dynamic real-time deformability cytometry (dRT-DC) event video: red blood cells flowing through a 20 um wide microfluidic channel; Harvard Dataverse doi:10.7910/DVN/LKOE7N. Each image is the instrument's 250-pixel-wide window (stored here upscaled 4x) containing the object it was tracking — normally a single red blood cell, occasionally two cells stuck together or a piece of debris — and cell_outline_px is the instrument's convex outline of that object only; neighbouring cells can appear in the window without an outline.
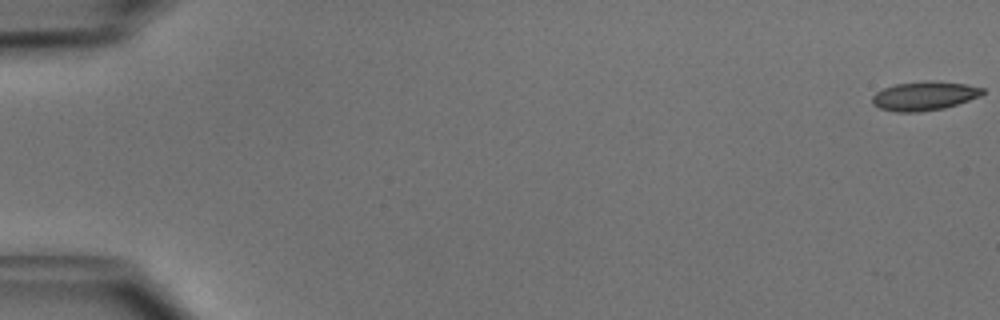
{"species": "common noctule bat (a hibernating species)", "species_latin": "Nyctalus noctula", "temperature_condition": "cold", "stored_images_in_passage": 51, "camera_frame_rate_fps": 3000, "um_per_image_px": 0.085, "animal": {"sex": "male", "body_mass_g": 15.6}, "frame": {"image": 1, "passage_image": 1, "time_ms": 0.0, "image_size_px": [1000, 320], "cell_outline_px": [[984, 92], [980, 96], [944, 108], [920, 112], [896, 112], [880, 108], [872, 104], [872, 96], [876, 92], [884, 88], [896, 84], [928, 80], [932, 80], [968, 84], [984, 88]], "centroid_in_image_um": [78.56, 8.14], "position_along_channel_um": 6.4, "area_um2": 18.67}}
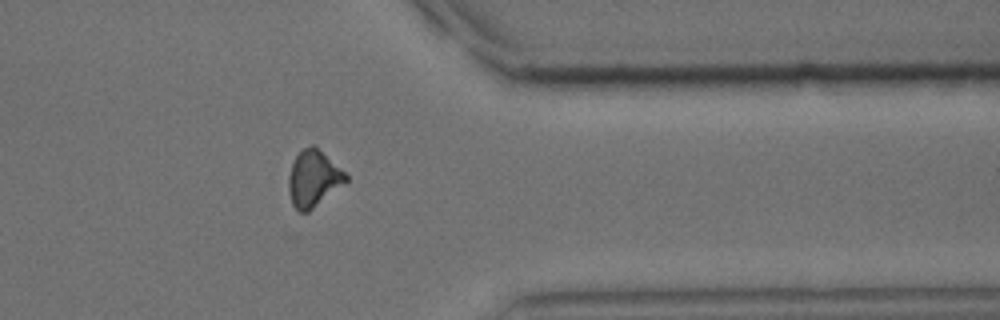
{"frame": {"image": 2, "passage_image": 42, "time_ms": 13.667, "image_size_px": [1000, 320], "cell_outline_px": [[348, 180], [308, 212], [300, 212], [292, 204], [288, 188], [288, 176], [292, 164], [296, 156], [304, 148], [312, 144], [340, 168], [348, 176]], "centroid_in_image_um": [26.62, 15.19], "position_along_channel_um": 384.8, "area_um2": 18.32}}
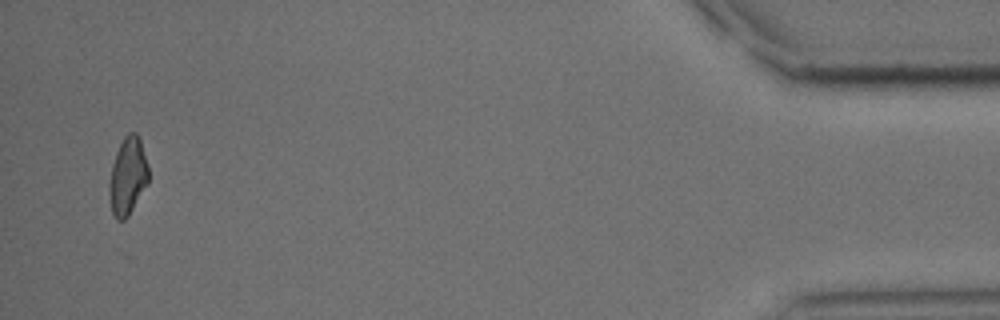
{"frame": {"image": 3, "passage_image": 50, "time_ms": 16.333, "image_size_px": [1000, 320], "cell_outline_px": [[148, 184], [128, 216], [124, 220], [116, 220], [112, 212], [108, 192], [108, 184], [112, 164], [116, 152], [124, 136], [128, 132], [136, 132], [140, 140], [148, 164]], "centroid_in_image_um": [10.85, 14.98], "position_along_channel_um": 424.4, "area_um2": 17.86}, "authors_computed_cell_mechanics": {"area_um2": 18.9584, "velocity_mm_per_s": 4.0079, "shape_relaxation_time_tau1_ms": 7.7215, "shape_relaxation_time_tau2_ms": null, "deformation_change_tau1": 0.1778, "deformation_change_tau2": null}}